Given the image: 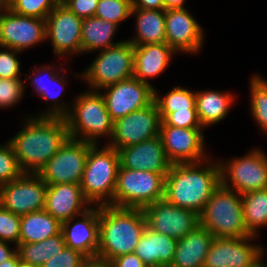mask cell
I'll return each instance as SVG.
<instances>
[{
  "mask_svg": "<svg viewBox=\"0 0 267 267\" xmlns=\"http://www.w3.org/2000/svg\"><path fill=\"white\" fill-rule=\"evenodd\" d=\"M245 227L251 236H259L260 227L267 226V189L241 195Z\"/></svg>",
  "mask_w": 267,
  "mask_h": 267,
  "instance_id": "cell-31",
  "label": "cell"
},
{
  "mask_svg": "<svg viewBox=\"0 0 267 267\" xmlns=\"http://www.w3.org/2000/svg\"><path fill=\"white\" fill-rule=\"evenodd\" d=\"M47 65H42L38 68L35 67V69H33L31 72L32 75L30 73L27 74V78L31 80L33 90L36 91L39 97L46 90V85L48 84V76H57L62 71L61 68L64 69L63 67H65L58 66V68H56V64H52V66H50L49 64Z\"/></svg>",
  "mask_w": 267,
  "mask_h": 267,
  "instance_id": "cell-43",
  "label": "cell"
},
{
  "mask_svg": "<svg viewBox=\"0 0 267 267\" xmlns=\"http://www.w3.org/2000/svg\"><path fill=\"white\" fill-rule=\"evenodd\" d=\"M58 3L59 0H7V7L19 15L46 19Z\"/></svg>",
  "mask_w": 267,
  "mask_h": 267,
  "instance_id": "cell-36",
  "label": "cell"
},
{
  "mask_svg": "<svg viewBox=\"0 0 267 267\" xmlns=\"http://www.w3.org/2000/svg\"><path fill=\"white\" fill-rule=\"evenodd\" d=\"M20 258L17 252L8 260L0 263V267H20Z\"/></svg>",
  "mask_w": 267,
  "mask_h": 267,
  "instance_id": "cell-48",
  "label": "cell"
},
{
  "mask_svg": "<svg viewBox=\"0 0 267 267\" xmlns=\"http://www.w3.org/2000/svg\"><path fill=\"white\" fill-rule=\"evenodd\" d=\"M197 116L202 128L223 121L233 102L235 95L226 91L203 90L195 91Z\"/></svg>",
  "mask_w": 267,
  "mask_h": 267,
  "instance_id": "cell-27",
  "label": "cell"
},
{
  "mask_svg": "<svg viewBox=\"0 0 267 267\" xmlns=\"http://www.w3.org/2000/svg\"><path fill=\"white\" fill-rule=\"evenodd\" d=\"M145 267H169L166 265H146Z\"/></svg>",
  "mask_w": 267,
  "mask_h": 267,
  "instance_id": "cell-52",
  "label": "cell"
},
{
  "mask_svg": "<svg viewBox=\"0 0 267 267\" xmlns=\"http://www.w3.org/2000/svg\"><path fill=\"white\" fill-rule=\"evenodd\" d=\"M99 0H64L65 4L75 15L85 19L94 17Z\"/></svg>",
  "mask_w": 267,
  "mask_h": 267,
  "instance_id": "cell-44",
  "label": "cell"
},
{
  "mask_svg": "<svg viewBox=\"0 0 267 267\" xmlns=\"http://www.w3.org/2000/svg\"><path fill=\"white\" fill-rule=\"evenodd\" d=\"M66 246L62 232L43 241L19 243L16 252L22 263L41 267L47 260Z\"/></svg>",
  "mask_w": 267,
  "mask_h": 267,
  "instance_id": "cell-30",
  "label": "cell"
},
{
  "mask_svg": "<svg viewBox=\"0 0 267 267\" xmlns=\"http://www.w3.org/2000/svg\"><path fill=\"white\" fill-rule=\"evenodd\" d=\"M92 205L85 199L80 184L47 185L45 210L61 224L80 216Z\"/></svg>",
  "mask_w": 267,
  "mask_h": 267,
  "instance_id": "cell-22",
  "label": "cell"
},
{
  "mask_svg": "<svg viewBox=\"0 0 267 267\" xmlns=\"http://www.w3.org/2000/svg\"><path fill=\"white\" fill-rule=\"evenodd\" d=\"M20 215L8 211L0 204V241L12 243L15 247L20 239Z\"/></svg>",
  "mask_w": 267,
  "mask_h": 267,
  "instance_id": "cell-39",
  "label": "cell"
},
{
  "mask_svg": "<svg viewBox=\"0 0 267 267\" xmlns=\"http://www.w3.org/2000/svg\"><path fill=\"white\" fill-rule=\"evenodd\" d=\"M186 0H164L165 10L167 9H176V8H185Z\"/></svg>",
  "mask_w": 267,
  "mask_h": 267,
  "instance_id": "cell-49",
  "label": "cell"
},
{
  "mask_svg": "<svg viewBox=\"0 0 267 267\" xmlns=\"http://www.w3.org/2000/svg\"><path fill=\"white\" fill-rule=\"evenodd\" d=\"M203 128H182L161 125L162 139L167 159L172 163H198L208 159Z\"/></svg>",
  "mask_w": 267,
  "mask_h": 267,
  "instance_id": "cell-17",
  "label": "cell"
},
{
  "mask_svg": "<svg viewBox=\"0 0 267 267\" xmlns=\"http://www.w3.org/2000/svg\"><path fill=\"white\" fill-rule=\"evenodd\" d=\"M25 89V82L21 78H0V109L10 108L19 103Z\"/></svg>",
  "mask_w": 267,
  "mask_h": 267,
  "instance_id": "cell-38",
  "label": "cell"
},
{
  "mask_svg": "<svg viewBox=\"0 0 267 267\" xmlns=\"http://www.w3.org/2000/svg\"><path fill=\"white\" fill-rule=\"evenodd\" d=\"M136 17L135 37L128 39L134 46L166 43L165 10L132 8Z\"/></svg>",
  "mask_w": 267,
  "mask_h": 267,
  "instance_id": "cell-26",
  "label": "cell"
},
{
  "mask_svg": "<svg viewBox=\"0 0 267 267\" xmlns=\"http://www.w3.org/2000/svg\"><path fill=\"white\" fill-rule=\"evenodd\" d=\"M220 184L219 161L211 157L198 163H175L165 177L164 199L200 215Z\"/></svg>",
  "mask_w": 267,
  "mask_h": 267,
  "instance_id": "cell-2",
  "label": "cell"
},
{
  "mask_svg": "<svg viewBox=\"0 0 267 267\" xmlns=\"http://www.w3.org/2000/svg\"><path fill=\"white\" fill-rule=\"evenodd\" d=\"M250 113L267 134V80L255 74L250 79Z\"/></svg>",
  "mask_w": 267,
  "mask_h": 267,
  "instance_id": "cell-34",
  "label": "cell"
},
{
  "mask_svg": "<svg viewBox=\"0 0 267 267\" xmlns=\"http://www.w3.org/2000/svg\"><path fill=\"white\" fill-rule=\"evenodd\" d=\"M163 120L169 113L187 109H196V94L188 88L175 86L164 96L155 89L154 98Z\"/></svg>",
  "mask_w": 267,
  "mask_h": 267,
  "instance_id": "cell-32",
  "label": "cell"
},
{
  "mask_svg": "<svg viewBox=\"0 0 267 267\" xmlns=\"http://www.w3.org/2000/svg\"><path fill=\"white\" fill-rule=\"evenodd\" d=\"M90 261L82 252L65 246L41 267H87Z\"/></svg>",
  "mask_w": 267,
  "mask_h": 267,
  "instance_id": "cell-40",
  "label": "cell"
},
{
  "mask_svg": "<svg viewBox=\"0 0 267 267\" xmlns=\"http://www.w3.org/2000/svg\"><path fill=\"white\" fill-rule=\"evenodd\" d=\"M176 53L167 43L134 46L133 76L151 85L149 78L165 72Z\"/></svg>",
  "mask_w": 267,
  "mask_h": 267,
  "instance_id": "cell-23",
  "label": "cell"
},
{
  "mask_svg": "<svg viewBox=\"0 0 267 267\" xmlns=\"http://www.w3.org/2000/svg\"><path fill=\"white\" fill-rule=\"evenodd\" d=\"M100 145L89 149L80 186L92 206H113L120 155L115 148Z\"/></svg>",
  "mask_w": 267,
  "mask_h": 267,
  "instance_id": "cell-5",
  "label": "cell"
},
{
  "mask_svg": "<svg viewBox=\"0 0 267 267\" xmlns=\"http://www.w3.org/2000/svg\"><path fill=\"white\" fill-rule=\"evenodd\" d=\"M143 212L149 229L175 239L186 236L200 225L196 212L177 207L165 199L146 206Z\"/></svg>",
  "mask_w": 267,
  "mask_h": 267,
  "instance_id": "cell-18",
  "label": "cell"
},
{
  "mask_svg": "<svg viewBox=\"0 0 267 267\" xmlns=\"http://www.w3.org/2000/svg\"><path fill=\"white\" fill-rule=\"evenodd\" d=\"M82 18L59 2L46 18V41L50 40L56 57L82 54Z\"/></svg>",
  "mask_w": 267,
  "mask_h": 267,
  "instance_id": "cell-14",
  "label": "cell"
},
{
  "mask_svg": "<svg viewBox=\"0 0 267 267\" xmlns=\"http://www.w3.org/2000/svg\"><path fill=\"white\" fill-rule=\"evenodd\" d=\"M164 188L165 177L160 173L119 166L113 206L144 209L164 199Z\"/></svg>",
  "mask_w": 267,
  "mask_h": 267,
  "instance_id": "cell-8",
  "label": "cell"
},
{
  "mask_svg": "<svg viewBox=\"0 0 267 267\" xmlns=\"http://www.w3.org/2000/svg\"><path fill=\"white\" fill-rule=\"evenodd\" d=\"M254 239L256 236L214 237L204 267H267L266 251L262 245L252 243Z\"/></svg>",
  "mask_w": 267,
  "mask_h": 267,
  "instance_id": "cell-10",
  "label": "cell"
},
{
  "mask_svg": "<svg viewBox=\"0 0 267 267\" xmlns=\"http://www.w3.org/2000/svg\"><path fill=\"white\" fill-rule=\"evenodd\" d=\"M176 246L177 239L146 227L134 253L145 265L170 266L174 258Z\"/></svg>",
  "mask_w": 267,
  "mask_h": 267,
  "instance_id": "cell-25",
  "label": "cell"
},
{
  "mask_svg": "<svg viewBox=\"0 0 267 267\" xmlns=\"http://www.w3.org/2000/svg\"><path fill=\"white\" fill-rule=\"evenodd\" d=\"M221 184L241 195L267 189V154L254 148L244 157L220 161Z\"/></svg>",
  "mask_w": 267,
  "mask_h": 267,
  "instance_id": "cell-9",
  "label": "cell"
},
{
  "mask_svg": "<svg viewBox=\"0 0 267 267\" xmlns=\"http://www.w3.org/2000/svg\"><path fill=\"white\" fill-rule=\"evenodd\" d=\"M118 27L120 26L114 22L105 21L95 16L83 19L81 24L82 54L105 50L122 42L114 43L111 40Z\"/></svg>",
  "mask_w": 267,
  "mask_h": 267,
  "instance_id": "cell-28",
  "label": "cell"
},
{
  "mask_svg": "<svg viewBox=\"0 0 267 267\" xmlns=\"http://www.w3.org/2000/svg\"><path fill=\"white\" fill-rule=\"evenodd\" d=\"M10 244L0 241V263L10 259L16 253V247H9Z\"/></svg>",
  "mask_w": 267,
  "mask_h": 267,
  "instance_id": "cell-47",
  "label": "cell"
},
{
  "mask_svg": "<svg viewBox=\"0 0 267 267\" xmlns=\"http://www.w3.org/2000/svg\"><path fill=\"white\" fill-rule=\"evenodd\" d=\"M146 227L143 209L99 206V247L96 261L109 264L119 256L134 253Z\"/></svg>",
  "mask_w": 267,
  "mask_h": 267,
  "instance_id": "cell-3",
  "label": "cell"
},
{
  "mask_svg": "<svg viewBox=\"0 0 267 267\" xmlns=\"http://www.w3.org/2000/svg\"><path fill=\"white\" fill-rule=\"evenodd\" d=\"M134 45L123 40L119 44L99 51L85 71L76 77L86 81L89 90L100 91L104 87L133 77Z\"/></svg>",
  "mask_w": 267,
  "mask_h": 267,
  "instance_id": "cell-7",
  "label": "cell"
},
{
  "mask_svg": "<svg viewBox=\"0 0 267 267\" xmlns=\"http://www.w3.org/2000/svg\"><path fill=\"white\" fill-rule=\"evenodd\" d=\"M22 174L11 144L7 141L0 145V185L14 181Z\"/></svg>",
  "mask_w": 267,
  "mask_h": 267,
  "instance_id": "cell-37",
  "label": "cell"
},
{
  "mask_svg": "<svg viewBox=\"0 0 267 267\" xmlns=\"http://www.w3.org/2000/svg\"><path fill=\"white\" fill-rule=\"evenodd\" d=\"M80 216L81 219L77 222L74 220L79 216L61 224L65 244L82 252L91 261L96 260L99 247V206H91Z\"/></svg>",
  "mask_w": 267,
  "mask_h": 267,
  "instance_id": "cell-20",
  "label": "cell"
},
{
  "mask_svg": "<svg viewBox=\"0 0 267 267\" xmlns=\"http://www.w3.org/2000/svg\"><path fill=\"white\" fill-rule=\"evenodd\" d=\"M87 267H111L108 263H102L96 260H92L89 262Z\"/></svg>",
  "mask_w": 267,
  "mask_h": 267,
  "instance_id": "cell-50",
  "label": "cell"
},
{
  "mask_svg": "<svg viewBox=\"0 0 267 267\" xmlns=\"http://www.w3.org/2000/svg\"><path fill=\"white\" fill-rule=\"evenodd\" d=\"M161 125H169L182 128H202L200 125L197 110L187 109L169 113L163 120Z\"/></svg>",
  "mask_w": 267,
  "mask_h": 267,
  "instance_id": "cell-42",
  "label": "cell"
},
{
  "mask_svg": "<svg viewBox=\"0 0 267 267\" xmlns=\"http://www.w3.org/2000/svg\"><path fill=\"white\" fill-rule=\"evenodd\" d=\"M118 152L120 167L123 168L151 171L166 177L172 165L166 157L159 135L138 144L121 148Z\"/></svg>",
  "mask_w": 267,
  "mask_h": 267,
  "instance_id": "cell-21",
  "label": "cell"
},
{
  "mask_svg": "<svg viewBox=\"0 0 267 267\" xmlns=\"http://www.w3.org/2000/svg\"><path fill=\"white\" fill-rule=\"evenodd\" d=\"M69 136L97 145L100 138L113 134V121L101 91L87 90L75 97L68 114L64 117Z\"/></svg>",
  "mask_w": 267,
  "mask_h": 267,
  "instance_id": "cell-4",
  "label": "cell"
},
{
  "mask_svg": "<svg viewBox=\"0 0 267 267\" xmlns=\"http://www.w3.org/2000/svg\"><path fill=\"white\" fill-rule=\"evenodd\" d=\"M166 43L180 53H198L203 48L204 34L201 25L186 8L165 10Z\"/></svg>",
  "mask_w": 267,
  "mask_h": 267,
  "instance_id": "cell-19",
  "label": "cell"
},
{
  "mask_svg": "<svg viewBox=\"0 0 267 267\" xmlns=\"http://www.w3.org/2000/svg\"><path fill=\"white\" fill-rule=\"evenodd\" d=\"M100 91L113 122L150 105L155 98L154 86L141 82L134 76L108 85Z\"/></svg>",
  "mask_w": 267,
  "mask_h": 267,
  "instance_id": "cell-16",
  "label": "cell"
},
{
  "mask_svg": "<svg viewBox=\"0 0 267 267\" xmlns=\"http://www.w3.org/2000/svg\"><path fill=\"white\" fill-rule=\"evenodd\" d=\"M47 184L38 174L23 173L14 181L0 185V204L17 215L45 209Z\"/></svg>",
  "mask_w": 267,
  "mask_h": 267,
  "instance_id": "cell-13",
  "label": "cell"
},
{
  "mask_svg": "<svg viewBox=\"0 0 267 267\" xmlns=\"http://www.w3.org/2000/svg\"><path fill=\"white\" fill-rule=\"evenodd\" d=\"M61 75L62 71L57 76H48L46 90L40 97L47 102L48 100H51L53 105L46 108V110L41 114L39 113L36 115V117H65L68 114L71 105L65 103L64 100L62 101L60 98L61 95H63L64 86L66 84L65 80L67 79L68 75L66 76V73L64 74L65 76ZM56 86L58 89H54L57 88Z\"/></svg>",
  "mask_w": 267,
  "mask_h": 267,
  "instance_id": "cell-33",
  "label": "cell"
},
{
  "mask_svg": "<svg viewBox=\"0 0 267 267\" xmlns=\"http://www.w3.org/2000/svg\"><path fill=\"white\" fill-rule=\"evenodd\" d=\"M20 267H35V266H32V265H29V264H26V263H20Z\"/></svg>",
  "mask_w": 267,
  "mask_h": 267,
  "instance_id": "cell-53",
  "label": "cell"
},
{
  "mask_svg": "<svg viewBox=\"0 0 267 267\" xmlns=\"http://www.w3.org/2000/svg\"><path fill=\"white\" fill-rule=\"evenodd\" d=\"M20 53L12 48L0 46V78H21V63L18 59Z\"/></svg>",
  "mask_w": 267,
  "mask_h": 267,
  "instance_id": "cell-41",
  "label": "cell"
},
{
  "mask_svg": "<svg viewBox=\"0 0 267 267\" xmlns=\"http://www.w3.org/2000/svg\"><path fill=\"white\" fill-rule=\"evenodd\" d=\"M7 7V0H0V12Z\"/></svg>",
  "mask_w": 267,
  "mask_h": 267,
  "instance_id": "cell-51",
  "label": "cell"
},
{
  "mask_svg": "<svg viewBox=\"0 0 267 267\" xmlns=\"http://www.w3.org/2000/svg\"><path fill=\"white\" fill-rule=\"evenodd\" d=\"M19 243L43 241L61 232V223L45 209L20 216Z\"/></svg>",
  "mask_w": 267,
  "mask_h": 267,
  "instance_id": "cell-29",
  "label": "cell"
},
{
  "mask_svg": "<svg viewBox=\"0 0 267 267\" xmlns=\"http://www.w3.org/2000/svg\"><path fill=\"white\" fill-rule=\"evenodd\" d=\"M23 128L8 142L23 173L38 174L70 137L64 117L25 118Z\"/></svg>",
  "mask_w": 267,
  "mask_h": 267,
  "instance_id": "cell-1",
  "label": "cell"
},
{
  "mask_svg": "<svg viewBox=\"0 0 267 267\" xmlns=\"http://www.w3.org/2000/svg\"><path fill=\"white\" fill-rule=\"evenodd\" d=\"M94 144L69 137L38 175L47 185L80 184L87 154Z\"/></svg>",
  "mask_w": 267,
  "mask_h": 267,
  "instance_id": "cell-11",
  "label": "cell"
},
{
  "mask_svg": "<svg viewBox=\"0 0 267 267\" xmlns=\"http://www.w3.org/2000/svg\"><path fill=\"white\" fill-rule=\"evenodd\" d=\"M46 41V19L19 15L8 7L0 12V46L22 52Z\"/></svg>",
  "mask_w": 267,
  "mask_h": 267,
  "instance_id": "cell-15",
  "label": "cell"
},
{
  "mask_svg": "<svg viewBox=\"0 0 267 267\" xmlns=\"http://www.w3.org/2000/svg\"><path fill=\"white\" fill-rule=\"evenodd\" d=\"M214 236L198 225L186 236L177 239L174 258L169 267H204Z\"/></svg>",
  "mask_w": 267,
  "mask_h": 267,
  "instance_id": "cell-24",
  "label": "cell"
},
{
  "mask_svg": "<svg viewBox=\"0 0 267 267\" xmlns=\"http://www.w3.org/2000/svg\"><path fill=\"white\" fill-rule=\"evenodd\" d=\"M109 265L111 267H145L146 265L135 253H128L113 259Z\"/></svg>",
  "mask_w": 267,
  "mask_h": 267,
  "instance_id": "cell-45",
  "label": "cell"
},
{
  "mask_svg": "<svg viewBox=\"0 0 267 267\" xmlns=\"http://www.w3.org/2000/svg\"><path fill=\"white\" fill-rule=\"evenodd\" d=\"M199 219L214 237L251 236L245 227L241 194L222 184L213 191Z\"/></svg>",
  "mask_w": 267,
  "mask_h": 267,
  "instance_id": "cell-6",
  "label": "cell"
},
{
  "mask_svg": "<svg viewBox=\"0 0 267 267\" xmlns=\"http://www.w3.org/2000/svg\"><path fill=\"white\" fill-rule=\"evenodd\" d=\"M132 0H99L95 17L118 26L131 17Z\"/></svg>",
  "mask_w": 267,
  "mask_h": 267,
  "instance_id": "cell-35",
  "label": "cell"
},
{
  "mask_svg": "<svg viewBox=\"0 0 267 267\" xmlns=\"http://www.w3.org/2000/svg\"><path fill=\"white\" fill-rule=\"evenodd\" d=\"M162 119L155 100L113 123V134L107 145L119 151L159 135Z\"/></svg>",
  "mask_w": 267,
  "mask_h": 267,
  "instance_id": "cell-12",
  "label": "cell"
},
{
  "mask_svg": "<svg viewBox=\"0 0 267 267\" xmlns=\"http://www.w3.org/2000/svg\"><path fill=\"white\" fill-rule=\"evenodd\" d=\"M132 8L165 10L164 0H132Z\"/></svg>",
  "mask_w": 267,
  "mask_h": 267,
  "instance_id": "cell-46",
  "label": "cell"
}]
</instances>
